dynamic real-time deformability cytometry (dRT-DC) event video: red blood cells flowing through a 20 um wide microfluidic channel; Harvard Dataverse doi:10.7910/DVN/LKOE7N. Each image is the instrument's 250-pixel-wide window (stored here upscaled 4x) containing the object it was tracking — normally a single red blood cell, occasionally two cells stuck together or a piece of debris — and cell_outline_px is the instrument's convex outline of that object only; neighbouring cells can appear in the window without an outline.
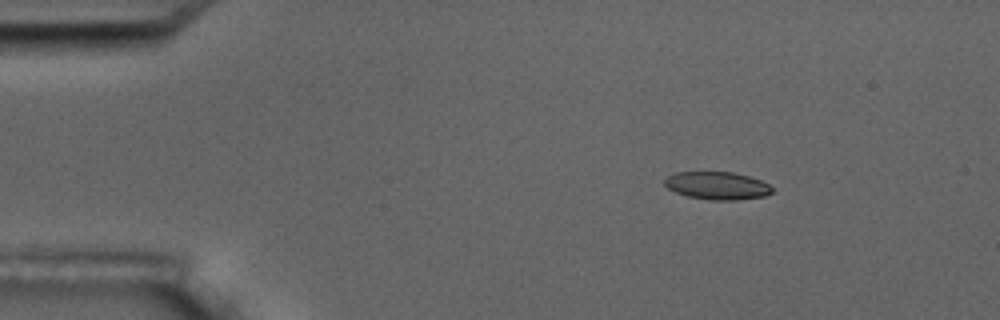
{"species": "common noctule bat (a hibernating species)", "species_latin": "Nyctalus noctula", "temperature_condition": "room temperature", "stored_images_in_passage": 17, "camera_frame_rate_fps": 3000, "um_per_image_px": 0.085, "animal": {"sex": "male", "body_mass_g": 17.5, "forearm_length_mm": 52.3}, "frame": {"image": 1, "passage_image": 3, "time_ms": 2.333, "image_size_px": [1000, 320], "cell_outline_px": [[772, 192], [764, 196], [736, 200], [708, 200], [688, 196], [676, 192], [668, 188], [664, 184], [664, 180], [668, 176], [676, 172], [732, 172], [748, 176], [760, 180], [768, 184], [772, 188]], "centroid_in_image_um": [60.95, 15.78], "position_along_channel_um": 24.1, "area_um2": 17.28}}
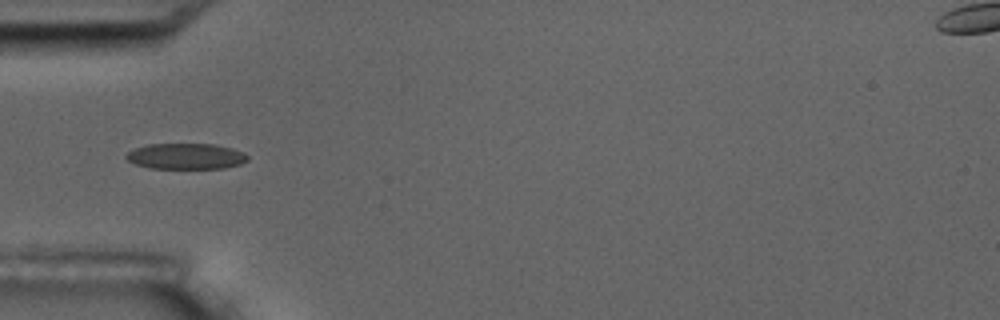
{"frame": {"image": 2, "passage_image": 6, "time_ms": 5.667, "image_size_px": [1000, 320], "cell_outline_px": [[248, 160], [240, 164], [224, 168], [152, 168], [136, 164], [128, 160], [124, 156], [128, 152], [136, 148], [148, 144], [216, 144], [232, 148], [244, 152], [248, 156]], "centroid_in_image_um": [15.83, 13.27], "position_along_channel_um": 69.2, "area_um2": 18.21}}
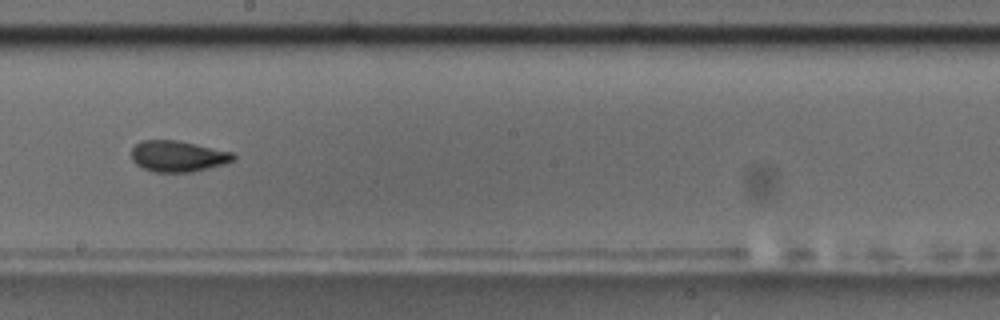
{"frame": {"image": 3, "passage_image": 10, "time_ms": 10.333, "image_size_px": [1000, 320], "cell_outline_px": [[236, 156], [232, 160], [224, 164], [192, 172], [156, 172], [144, 168], [136, 164], [132, 160], [132, 148], [140, 140], [176, 140], [232, 152]], "centroid_in_image_um": [15.1, 13.28], "position_along_channel_um": 233.1, "area_um2": 18.26}, "authors_computed_cell_mechanics": {"area_um2": 18.2648, "velocity_mm_per_s": 3.5187, "shape_relaxation_time_tau1_ms": 1.5058, "shape_relaxation_time_tau2_ms": 1.7317, "deformation_change_tau1": 0.0952, "deformation_change_tau2": 0.0605}}